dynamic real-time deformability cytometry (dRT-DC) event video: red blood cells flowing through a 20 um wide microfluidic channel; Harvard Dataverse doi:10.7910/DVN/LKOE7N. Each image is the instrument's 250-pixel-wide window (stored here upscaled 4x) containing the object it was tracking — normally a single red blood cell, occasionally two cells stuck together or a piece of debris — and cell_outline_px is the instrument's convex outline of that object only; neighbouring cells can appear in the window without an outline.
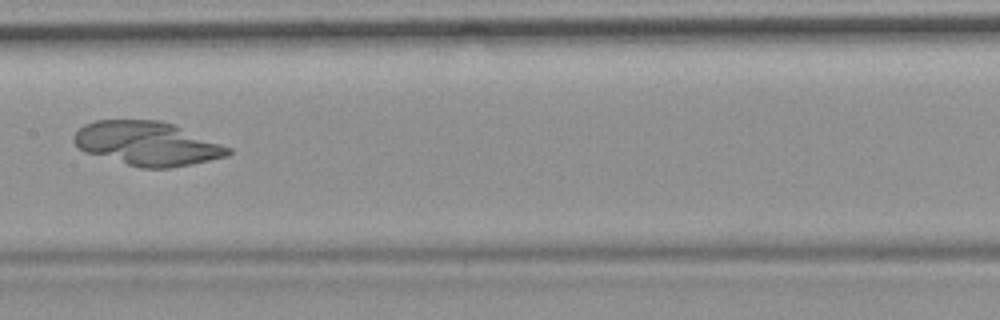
{"species": "common noctule bat (a hibernating species)", "species_latin": "Nyctalus noctula", "temperature_condition": "room temperature", "stored_images_in_passage": 6, "camera_frame_rate_fps": 3000, "um_per_image_px": 0.085, "animal": {"sex": "female", "body_mass_g": 19.9}, "frame": {"image": 1, "passage_image": 6, "time_ms": 6.667, "image_size_px": [1000, 320], "cell_outline_px": [[232, 152], [228, 156], [192, 164], [168, 168], [140, 168], [84, 152], [72, 140], [76, 132], [84, 124], [96, 120], [160, 120], [172, 124], [232, 148]], "centroid_in_image_um": [12.51, 12.21], "position_along_channel_um": 194.9, "area_um2": 39.3}}